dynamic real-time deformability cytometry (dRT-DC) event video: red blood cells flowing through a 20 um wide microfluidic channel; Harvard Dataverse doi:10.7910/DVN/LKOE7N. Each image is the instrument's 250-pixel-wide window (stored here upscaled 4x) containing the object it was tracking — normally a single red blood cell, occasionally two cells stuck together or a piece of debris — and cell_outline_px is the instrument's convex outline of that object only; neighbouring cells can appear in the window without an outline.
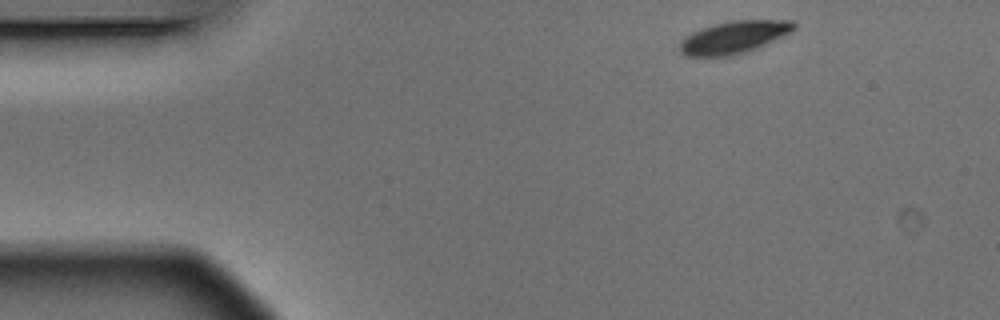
{"species": "Egyptian fruit bat (a non-hibernating species)", "species_latin": "Rousettus aegyptiacus", "temperature_condition": "warm", "stored_images_in_passage": 3, "camera_frame_rate_fps": 3000, "um_per_image_px": 0.085, "animal": {"sex": "male"}, "frame": {"image": 1, "passage_image": 1, "time_ms": 0.0, "image_size_px": [1000, 320], "cell_outline_px": [[796, 28], [792, 32], [756, 48], [732, 56], [684, 56], [680, 52], [680, 40], [684, 36], [692, 32], [728, 20], [792, 20], [796, 24]], "centroid_in_image_um": [62.38, 3.16], "position_along_channel_um": 22.6, "area_um2": 21.56}}